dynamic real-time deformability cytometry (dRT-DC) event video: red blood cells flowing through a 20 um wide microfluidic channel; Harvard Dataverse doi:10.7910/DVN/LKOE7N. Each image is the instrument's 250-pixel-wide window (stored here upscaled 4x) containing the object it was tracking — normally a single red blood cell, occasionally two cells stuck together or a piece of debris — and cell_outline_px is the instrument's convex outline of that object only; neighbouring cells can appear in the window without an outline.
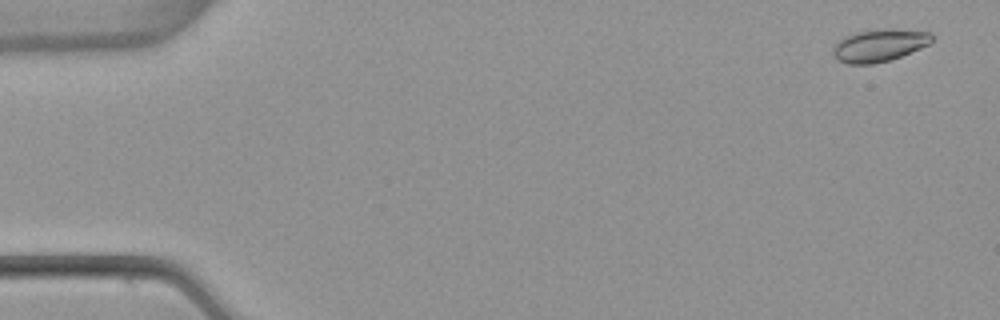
{"species": "common noctule bat (a hibernating species)", "species_latin": "Nyctalus noctula", "temperature_condition": "warm", "stored_images_in_passage": 54, "camera_frame_rate_fps": 3000, "um_per_image_px": 0.085, "animal": {"sex": "female", "body_mass_g": 22.7, "forearm_length_mm": 54.2}, "frame": {"image": 1, "passage_image": 3, "time_ms": 0.667, "image_size_px": [1000, 320], "cell_outline_px": [[932, 40], [928, 44], [920, 48], [900, 56], [888, 60], [872, 64], [848, 64], [840, 60], [832, 52], [832, 44], [844, 36], [856, 32], [888, 28], [892, 28], [932, 32]], "centroid_in_image_um": [74.71, 3.83], "position_along_channel_um": 10.3, "area_um2": 18.67}}
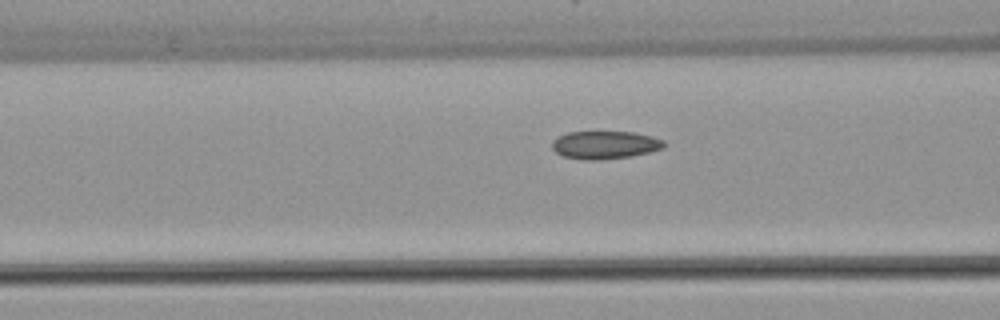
{"frame": {"image": 2, "passage_image": 22, "time_ms": 7.0, "image_size_px": [1000, 320], "cell_outline_px": [[668, 144], [664, 148], [632, 156], [600, 160], [580, 160], [564, 156], [556, 152], [552, 148], [552, 140], [568, 132], [632, 132], [652, 136], [664, 140]], "centroid_in_image_um": [51.44, 12.32], "position_along_channel_um": 115.2, "area_um2": 18.32}}
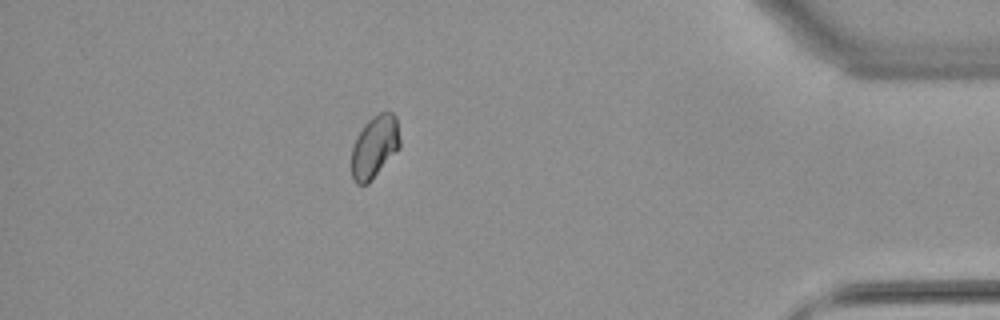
{"frame": {"image": 3, "passage_image": 48, "time_ms": 15.667, "image_size_px": [1000, 320], "cell_outline_px": [[400, 148], [368, 184], [356, 184], [352, 180], [352, 148], [356, 136], [364, 124], [372, 116], [380, 112], [392, 112], [396, 116], [400, 140]], "centroid_in_image_um": [31.84, 12.47], "position_along_channel_um": 403.4, "area_um2": 17.74}, "authors_computed_cell_mechanics": {"area_um2": 18.1492, "velocity_mm_per_s": 3.8451, "shape_relaxation_time_tau1_ms": null, "shape_relaxation_time_tau2_ms": 3.047, "deformation_change_tau1": null, "deformation_change_tau2": 0.0476}}